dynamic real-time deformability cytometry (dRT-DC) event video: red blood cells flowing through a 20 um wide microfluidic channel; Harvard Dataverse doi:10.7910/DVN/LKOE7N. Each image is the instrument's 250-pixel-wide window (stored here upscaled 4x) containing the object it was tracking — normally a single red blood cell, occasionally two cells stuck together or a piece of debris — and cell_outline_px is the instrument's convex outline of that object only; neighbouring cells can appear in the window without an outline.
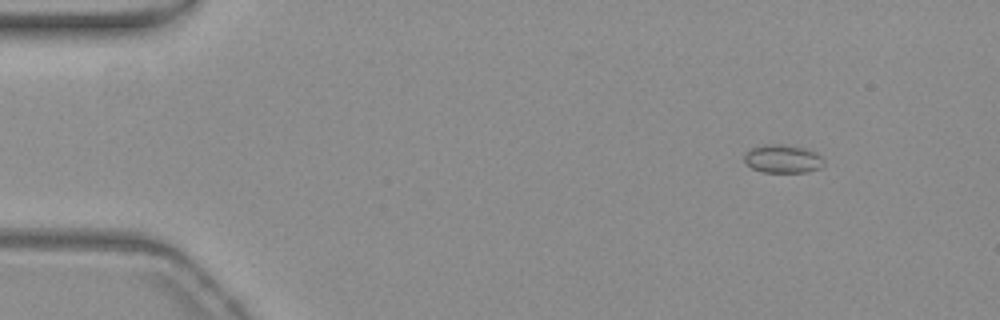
{"species": "common noctule bat (a hibernating species)", "species_latin": "Nyctalus noctula", "temperature_condition": "warm", "stored_images_in_passage": 12, "camera_frame_rate_fps": 3000, "um_per_image_px": 0.085, "animal": {"sex": "female", "body_mass_g": 19.3, "forearm_length_mm": 54.1}, "frame": {"image": 1, "passage_image": 6, "time_ms": 1.667, "image_size_px": [1000, 320], "cell_outline_px": [[824, 164], [820, 168], [808, 172], [764, 172], [752, 168], [744, 160], [744, 152], [752, 148], [764, 144], [784, 144], [804, 148], [816, 152], [824, 160]], "centroid_in_image_um": [66.54, 13.49], "position_along_channel_um": 18.5, "area_um2": 13.18}}